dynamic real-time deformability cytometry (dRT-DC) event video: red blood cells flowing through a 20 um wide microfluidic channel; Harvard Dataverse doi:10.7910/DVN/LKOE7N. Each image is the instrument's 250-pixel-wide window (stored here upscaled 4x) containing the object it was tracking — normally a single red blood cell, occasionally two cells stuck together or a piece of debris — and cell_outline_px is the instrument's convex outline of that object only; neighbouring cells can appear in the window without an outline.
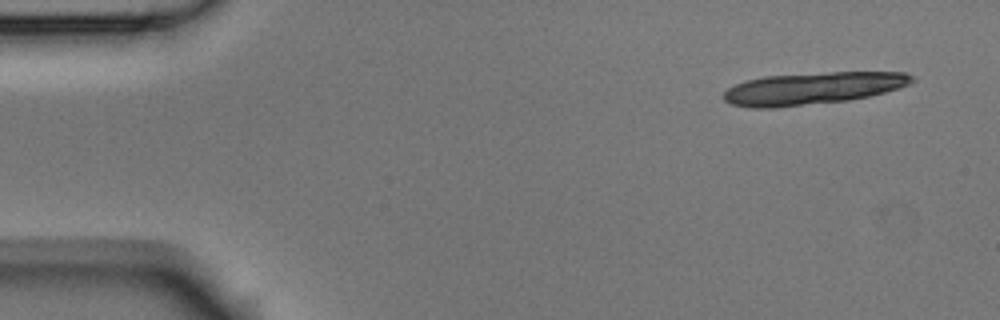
{"species": "Egyptian fruit bat (a non-hibernating species)", "species_latin": "Rousettus aegyptiacus", "temperature_condition": "room temperature", "stored_images_in_passage": 7, "segment_of_instrument_passage": [1, 2], "camera_frame_rate_fps": 3000, "um_per_image_px": 0.085, "animal": {"sex": "male"}, "frame": {"image": 1, "passage_image": 1, "time_ms": 0.0, "image_size_px": [1000, 320], "cell_outline_px": [[916, 80], [908, 84], [884, 92], [868, 96], [848, 100], [772, 108], [748, 108], [732, 104], [724, 100], [720, 96], [728, 88], [736, 84], [748, 80], [764, 76], [832, 72], [908, 72]], "centroid_in_image_um": [69.04, 7.51], "position_along_channel_um": 16.0, "area_um2": 35.14}}